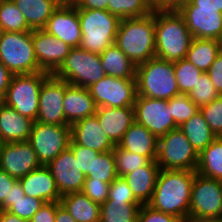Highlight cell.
<instances>
[{"label": "cell", "mask_w": 222, "mask_h": 222, "mask_svg": "<svg viewBox=\"0 0 222 222\" xmlns=\"http://www.w3.org/2000/svg\"><path fill=\"white\" fill-rule=\"evenodd\" d=\"M153 9H176L177 0H148Z\"/></svg>", "instance_id": "cell-55"}, {"label": "cell", "mask_w": 222, "mask_h": 222, "mask_svg": "<svg viewBox=\"0 0 222 222\" xmlns=\"http://www.w3.org/2000/svg\"><path fill=\"white\" fill-rule=\"evenodd\" d=\"M107 2H109L107 11L120 19L143 17L154 10L148 0H107Z\"/></svg>", "instance_id": "cell-35"}, {"label": "cell", "mask_w": 222, "mask_h": 222, "mask_svg": "<svg viewBox=\"0 0 222 222\" xmlns=\"http://www.w3.org/2000/svg\"><path fill=\"white\" fill-rule=\"evenodd\" d=\"M109 187L110 183L86 177L81 192L88 196L93 202L101 205L108 198Z\"/></svg>", "instance_id": "cell-43"}, {"label": "cell", "mask_w": 222, "mask_h": 222, "mask_svg": "<svg viewBox=\"0 0 222 222\" xmlns=\"http://www.w3.org/2000/svg\"><path fill=\"white\" fill-rule=\"evenodd\" d=\"M222 218V181L195 172L191 189L189 221Z\"/></svg>", "instance_id": "cell-10"}, {"label": "cell", "mask_w": 222, "mask_h": 222, "mask_svg": "<svg viewBox=\"0 0 222 222\" xmlns=\"http://www.w3.org/2000/svg\"><path fill=\"white\" fill-rule=\"evenodd\" d=\"M24 194L46 202H60L61 195L50 169L42 165L19 179Z\"/></svg>", "instance_id": "cell-23"}, {"label": "cell", "mask_w": 222, "mask_h": 222, "mask_svg": "<svg viewBox=\"0 0 222 222\" xmlns=\"http://www.w3.org/2000/svg\"><path fill=\"white\" fill-rule=\"evenodd\" d=\"M23 13L28 25L43 29L53 12L60 6L55 0H12Z\"/></svg>", "instance_id": "cell-28"}, {"label": "cell", "mask_w": 222, "mask_h": 222, "mask_svg": "<svg viewBox=\"0 0 222 222\" xmlns=\"http://www.w3.org/2000/svg\"><path fill=\"white\" fill-rule=\"evenodd\" d=\"M137 95L170 100L180 94L173 62L154 57L136 65Z\"/></svg>", "instance_id": "cell-4"}, {"label": "cell", "mask_w": 222, "mask_h": 222, "mask_svg": "<svg viewBox=\"0 0 222 222\" xmlns=\"http://www.w3.org/2000/svg\"><path fill=\"white\" fill-rule=\"evenodd\" d=\"M71 140L77 144L99 153L112 151L115 145L103 132L96 115L86 117L71 126Z\"/></svg>", "instance_id": "cell-20"}, {"label": "cell", "mask_w": 222, "mask_h": 222, "mask_svg": "<svg viewBox=\"0 0 222 222\" xmlns=\"http://www.w3.org/2000/svg\"><path fill=\"white\" fill-rule=\"evenodd\" d=\"M218 43H219V47H220V52H222V33H221L220 37L218 38Z\"/></svg>", "instance_id": "cell-59"}, {"label": "cell", "mask_w": 222, "mask_h": 222, "mask_svg": "<svg viewBox=\"0 0 222 222\" xmlns=\"http://www.w3.org/2000/svg\"><path fill=\"white\" fill-rule=\"evenodd\" d=\"M193 39L177 9H155V57L170 62L185 59Z\"/></svg>", "instance_id": "cell-2"}, {"label": "cell", "mask_w": 222, "mask_h": 222, "mask_svg": "<svg viewBox=\"0 0 222 222\" xmlns=\"http://www.w3.org/2000/svg\"><path fill=\"white\" fill-rule=\"evenodd\" d=\"M54 75L70 85L88 88L105 77L106 73L102 67L100 54L74 47Z\"/></svg>", "instance_id": "cell-8"}, {"label": "cell", "mask_w": 222, "mask_h": 222, "mask_svg": "<svg viewBox=\"0 0 222 222\" xmlns=\"http://www.w3.org/2000/svg\"><path fill=\"white\" fill-rule=\"evenodd\" d=\"M187 95L199 108L208 105L220 96L207 72H203L198 77L195 87Z\"/></svg>", "instance_id": "cell-40"}, {"label": "cell", "mask_w": 222, "mask_h": 222, "mask_svg": "<svg viewBox=\"0 0 222 222\" xmlns=\"http://www.w3.org/2000/svg\"><path fill=\"white\" fill-rule=\"evenodd\" d=\"M184 17L194 38L218 40L222 33V12L217 9L197 8L191 1L176 8Z\"/></svg>", "instance_id": "cell-15"}, {"label": "cell", "mask_w": 222, "mask_h": 222, "mask_svg": "<svg viewBox=\"0 0 222 222\" xmlns=\"http://www.w3.org/2000/svg\"><path fill=\"white\" fill-rule=\"evenodd\" d=\"M34 54L42 71L54 74L64 63L71 47L43 29L32 30Z\"/></svg>", "instance_id": "cell-17"}, {"label": "cell", "mask_w": 222, "mask_h": 222, "mask_svg": "<svg viewBox=\"0 0 222 222\" xmlns=\"http://www.w3.org/2000/svg\"><path fill=\"white\" fill-rule=\"evenodd\" d=\"M195 171L161 169L151 200V208L189 222L191 189Z\"/></svg>", "instance_id": "cell-1"}, {"label": "cell", "mask_w": 222, "mask_h": 222, "mask_svg": "<svg viewBox=\"0 0 222 222\" xmlns=\"http://www.w3.org/2000/svg\"><path fill=\"white\" fill-rule=\"evenodd\" d=\"M43 30L61 39L71 48L79 47L82 39V31L78 8L75 5H60L48 19Z\"/></svg>", "instance_id": "cell-19"}, {"label": "cell", "mask_w": 222, "mask_h": 222, "mask_svg": "<svg viewBox=\"0 0 222 222\" xmlns=\"http://www.w3.org/2000/svg\"><path fill=\"white\" fill-rule=\"evenodd\" d=\"M24 190L19 180H17L11 187L9 196H6L4 201H17L21 197H24Z\"/></svg>", "instance_id": "cell-54"}, {"label": "cell", "mask_w": 222, "mask_h": 222, "mask_svg": "<svg viewBox=\"0 0 222 222\" xmlns=\"http://www.w3.org/2000/svg\"><path fill=\"white\" fill-rule=\"evenodd\" d=\"M173 68L180 94H188L203 73L186 59L173 62Z\"/></svg>", "instance_id": "cell-36"}, {"label": "cell", "mask_w": 222, "mask_h": 222, "mask_svg": "<svg viewBox=\"0 0 222 222\" xmlns=\"http://www.w3.org/2000/svg\"><path fill=\"white\" fill-rule=\"evenodd\" d=\"M200 112L203 114L212 132L218 137L222 132V95L208 105L202 106Z\"/></svg>", "instance_id": "cell-42"}, {"label": "cell", "mask_w": 222, "mask_h": 222, "mask_svg": "<svg viewBox=\"0 0 222 222\" xmlns=\"http://www.w3.org/2000/svg\"><path fill=\"white\" fill-rule=\"evenodd\" d=\"M169 108H171V116L178 127L200 111V108L187 94H179L170 99Z\"/></svg>", "instance_id": "cell-41"}, {"label": "cell", "mask_w": 222, "mask_h": 222, "mask_svg": "<svg viewBox=\"0 0 222 222\" xmlns=\"http://www.w3.org/2000/svg\"><path fill=\"white\" fill-rule=\"evenodd\" d=\"M97 106L88 88L70 85L65 81L63 111L65 120L71 126L86 117L95 115Z\"/></svg>", "instance_id": "cell-22"}, {"label": "cell", "mask_w": 222, "mask_h": 222, "mask_svg": "<svg viewBox=\"0 0 222 222\" xmlns=\"http://www.w3.org/2000/svg\"><path fill=\"white\" fill-rule=\"evenodd\" d=\"M122 149L156 161L158 139L144 126L134 122L118 144Z\"/></svg>", "instance_id": "cell-26"}, {"label": "cell", "mask_w": 222, "mask_h": 222, "mask_svg": "<svg viewBox=\"0 0 222 222\" xmlns=\"http://www.w3.org/2000/svg\"><path fill=\"white\" fill-rule=\"evenodd\" d=\"M0 61L13 75L42 71L34 54L32 31L1 32Z\"/></svg>", "instance_id": "cell-6"}, {"label": "cell", "mask_w": 222, "mask_h": 222, "mask_svg": "<svg viewBox=\"0 0 222 222\" xmlns=\"http://www.w3.org/2000/svg\"><path fill=\"white\" fill-rule=\"evenodd\" d=\"M46 166L50 169L61 196L81 192L86 176L81 172L78 161L69 147Z\"/></svg>", "instance_id": "cell-18"}, {"label": "cell", "mask_w": 222, "mask_h": 222, "mask_svg": "<svg viewBox=\"0 0 222 222\" xmlns=\"http://www.w3.org/2000/svg\"><path fill=\"white\" fill-rule=\"evenodd\" d=\"M189 222H222V218L203 219V220H199V221H189Z\"/></svg>", "instance_id": "cell-58"}, {"label": "cell", "mask_w": 222, "mask_h": 222, "mask_svg": "<svg viewBox=\"0 0 222 222\" xmlns=\"http://www.w3.org/2000/svg\"><path fill=\"white\" fill-rule=\"evenodd\" d=\"M69 148L72 150L76 160L78 161L81 172L87 177L92 174L93 160L99 155L98 151L75 144L70 140Z\"/></svg>", "instance_id": "cell-44"}, {"label": "cell", "mask_w": 222, "mask_h": 222, "mask_svg": "<svg viewBox=\"0 0 222 222\" xmlns=\"http://www.w3.org/2000/svg\"><path fill=\"white\" fill-rule=\"evenodd\" d=\"M65 81L50 74L42 83L39 93V109L36 122L70 126L65 120L63 100Z\"/></svg>", "instance_id": "cell-14"}, {"label": "cell", "mask_w": 222, "mask_h": 222, "mask_svg": "<svg viewBox=\"0 0 222 222\" xmlns=\"http://www.w3.org/2000/svg\"><path fill=\"white\" fill-rule=\"evenodd\" d=\"M59 5H75L77 0H55Z\"/></svg>", "instance_id": "cell-57"}, {"label": "cell", "mask_w": 222, "mask_h": 222, "mask_svg": "<svg viewBox=\"0 0 222 222\" xmlns=\"http://www.w3.org/2000/svg\"><path fill=\"white\" fill-rule=\"evenodd\" d=\"M71 127L34 122L28 142L41 165H48L69 147Z\"/></svg>", "instance_id": "cell-11"}, {"label": "cell", "mask_w": 222, "mask_h": 222, "mask_svg": "<svg viewBox=\"0 0 222 222\" xmlns=\"http://www.w3.org/2000/svg\"><path fill=\"white\" fill-rule=\"evenodd\" d=\"M117 176L118 173L112 150L99 153V155L94 158L92 174H89L87 177L111 184Z\"/></svg>", "instance_id": "cell-37"}, {"label": "cell", "mask_w": 222, "mask_h": 222, "mask_svg": "<svg viewBox=\"0 0 222 222\" xmlns=\"http://www.w3.org/2000/svg\"><path fill=\"white\" fill-rule=\"evenodd\" d=\"M115 44L136 66L155 57V9L150 14L121 19Z\"/></svg>", "instance_id": "cell-3"}, {"label": "cell", "mask_w": 222, "mask_h": 222, "mask_svg": "<svg viewBox=\"0 0 222 222\" xmlns=\"http://www.w3.org/2000/svg\"><path fill=\"white\" fill-rule=\"evenodd\" d=\"M82 39L80 48L101 54L115 43L121 19L107 10L78 9Z\"/></svg>", "instance_id": "cell-5"}, {"label": "cell", "mask_w": 222, "mask_h": 222, "mask_svg": "<svg viewBox=\"0 0 222 222\" xmlns=\"http://www.w3.org/2000/svg\"><path fill=\"white\" fill-rule=\"evenodd\" d=\"M160 170L156 161H150L146 166L123 176L141 204H147L151 200Z\"/></svg>", "instance_id": "cell-25"}, {"label": "cell", "mask_w": 222, "mask_h": 222, "mask_svg": "<svg viewBox=\"0 0 222 222\" xmlns=\"http://www.w3.org/2000/svg\"><path fill=\"white\" fill-rule=\"evenodd\" d=\"M60 203L76 222H100V204L82 192H71L61 197Z\"/></svg>", "instance_id": "cell-27"}, {"label": "cell", "mask_w": 222, "mask_h": 222, "mask_svg": "<svg viewBox=\"0 0 222 222\" xmlns=\"http://www.w3.org/2000/svg\"><path fill=\"white\" fill-rule=\"evenodd\" d=\"M0 222H29V220L20 218L8 211H0Z\"/></svg>", "instance_id": "cell-56"}, {"label": "cell", "mask_w": 222, "mask_h": 222, "mask_svg": "<svg viewBox=\"0 0 222 222\" xmlns=\"http://www.w3.org/2000/svg\"><path fill=\"white\" fill-rule=\"evenodd\" d=\"M108 4L107 0H77L75 6L78 9L107 10Z\"/></svg>", "instance_id": "cell-51"}, {"label": "cell", "mask_w": 222, "mask_h": 222, "mask_svg": "<svg viewBox=\"0 0 222 222\" xmlns=\"http://www.w3.org/2000/svg\"><path fill=\"white\" fill-rule=\"evenodd\" d=\"M100 60L106 75L116 78H135L136 66L115 43L100 54Z\"/></svg>", "instance_id": "cell-30"}, {"label": "cell", "mask_w": 222, "mask_h": 222, "mask_svg": "<svg viewBox=\"0 0 222 222\" xmlns=\"http://www.w3.org/2000/svg\"><path fill=\"white\" fill-rule=\"evenodd\" d=\"M55 222H76L67 209L60 203L56 202Z\"/></svg>", "instance_id": "cell-53"}, {"label": "cell", "mask_w": 222, "mask_h": 222, "mask_svg": "<svg viewBox=\"0 0 222 222\" xmlns=\"http://www.w3.org/2000/svg\"><path fill=\"white\" fill-rule=\"evenodd\" d=\"M196 173L222 181V140L216 137L198 154Z\"/></svg>", "instance_id": "cell-31"}, {"label": "cell", "mask_w": 222, "mask_h": 222, "mask_svg": "<svg viewBox=\"0 0 222 222\" xmlns=\"http://www.w3.org/2000/svg\"><path fill=\"white\" fill-rule=\"evenodd\" d=\"M49 75L50 73L45 71L13 75L7 93L1 102L36 122L39 93L43 81Z\"/></svg>", "instance_id": "cell-7"}, {"label": "cell", "mask_w": 222, "mask_h": 222, "mask_svg": "<svg viewBox=\"0 0 222 222\" xmlns=\"http://www.w3.org/2000/svg\"><path fill=\"white\" fill-rule=\"evenodd\" d=\"M141 203L106 200L100 205V222H136Z\"/></svg>", "instance_id": "cell-33"}, {"label": "cell", "mask_w": 222, "mask_h": 222, "mask_svg": "<svg viewBox=\"0 0 222 222\" xmlns=\"http://www.w3.org/2000/svg\"><path fill=\"white\" fill-rule=\"evenodd\" d=\"M218 138L222 140V132L219 134Z\"/></svg>", "instance_id": "cell-61"}, {"label": "cell", "mask_w": 222, "mask_h": 222, "mask_svg": "<svg viewBox=\"0 0 222 222\" xmlns=\"http://www.w3.org/2000/svg\"><path fill=\"white\" fill-rule=\"evenodd\" d=\"M56 202H46L29 222H55Z\"/></svg>", "instance_id": "cell-48"}, {"label": "cell", "mask_w": 222, "mask_h": 222, "mask_svg": "<svg viewBox=\"0 0 222 222\" xmlns=\"http://www.w3.org/2000/svg\"><path fill=\"white\" fill-rule=\"evenodd\" d=\"M197 8L217 9L222 12V0H191Z\"/></svg>", "instance_id": "cell-52"}, {"label": "cell", "mask_w": 222, "mask_h": 222, "mask_svg": "<svg viewBox=\"0 0 222 222\" xmlns=\"http://www.w3.org/2000/svg\"><path fill=\"white\" fill-rule=\"evenodd\" d=\"M156 162L160 169L196 171L198 153L179 129L158 138Z\"/></svg>", "instance_id": "cell-9"}, {"label": "cell", "mask_w": 222, "mask_h": 222, "mask_svg": "<svg viewBox=\"0 0 222 222\" xmlns=\"http://www.w3.org/2000/svg\"><path fill=\"white\" fill-rule=\"evenodd\" d=\"M88 89L97 107H133L137 95L136 78L106 75Z\"/></svg>", "instance_id": "cell-12"}, {"label": "cell", "mask_w": 222, "mask_h": 222, "mask_svg": "<svg viewBox=\"0 0 222 222\" xmlns=\"http://www.w3.org/2000/svg\"><path fill=\"white\" fill-rule=\"evenodd\" d=\"M207 74L219 95H222V52L216 56Z\"/></svg>", "instance_id": "cell-47"}, {"label": "cell", "mask_w": 222, "mask_h": 222, "mask_svg": "<svg viewBox=\"0 0 222 222\" xmlns=\"http://www.w3.org/2000/svg\"><path fill=\"white\" fill-rule=\"evenodd\" d=\"M37 154L28 141L5 142L0 148V169L19 180L41 167Z\"/></svg>", "instance_id": "cell-16"}, {"label": "cell", "mask_w": 222, "mask_h": 222, "mask_svg": "<svg viewBox=\"0 0 222 222\" xmlns=\"http://www.w3.org/2000/svg\"><path fill=\"white\" fill-rule=\"evenodd\" d=\"M113 153L117 173L120 177H123L129 172H133L140 167L146 166L150 162L147 157L129 152L122 149L119 145H115Z\"/></svg>", "instance_id": "cell-38"}, {"label": "cell", "mask_w": 222, "mask_h": 222, "mask_svg": "<svg viewBox=\"0 0 222 222\" xmlns=\"http://www.w3.org/2000/svg\"><path fill=\"white\" fill-rule=\"evenodd\" d=\"M199 154L216 138L203 114L198 111L178 127Z\"/></svg>", "instance_id": "cell-29"}, {"label": "cell", "mask_w": 222, "mask_h": 222, "mask_svg": "<svg viewBox=\"0 0 222 222\" xmlns=\"http://www.w3.org/2000/svg\"><path fill=\"white\" fill-rule=\"evenodd\" d=\"M136 222H182L179 218L142 204Z\"/></svg>", "instance_id": "cell-46"}, {"label": "cell", "mask_w": 222, "mask_h": 222, "mask_svg": "<svg viewBox=\"0 0 222 222\" xmlns=\"http://www.w3.org/2000/svg\"><path fill=\"white\" fill-rule=\"evenodd\" d=\"M191 1V0H177V7L180 6L182 3Z\"/></svg>", "instance_id": "cell-60"}, {"label": "cell", "mask_w": 222, "mask_h": 222, "mask_svg": "<svg viewBox=\"0 0 222 222\" xmlns=\"http://www.w3.org/2000/svg\"><path fill=\"white\" fill-rule=\"evenodd\" d=\"M45 202L39 198L25 195L17 201H4L0 205L2 211H8L20 218L30 220Z\"/></svg>", "instance_id": "cell-39"}, {"label": "cell", "mask_w": 222, "mask_h": 222, "mask_svg": "<svg viewBox=\"0 0 222 222\" xmlns=\"http://www.w3.org/2000/svg\"><path fill=\"white\" fill-rule=\"evenodd\" d=\"M13 74L0 61V102L4 99Z\"/></svg>", "instance_id": "cell-50"}, {"label": "cell", "mask_w": 222, "mask_h": 222, "mask_svg": "<svg viewBox=\"0 0 222 222\" xmlns=\"http://www.w3.org/2000/svg\"><path fill=\"white\" fill-rule=\"evenodd\" d=\"M107 200L127 201L128 203H140L132 193L126 180L117 176L110 184Z\"/></svg>", "instance_id": "cell-45"}, {"label": "cell", "mask_w": 222, "mask_h": 222, "mask_svg": "<svg viewBox=\"0 0 222 222\" xmlns=\"http://www.w3.org/2000/svg\"><path fill=\"white\" fill-rule=\"evenodd\" d=\"M95 115L103 132L114 145L121 142L125 132L135 122L133 107H97Z\"/></svg>", "instance_id": "cell-21"}, {"label": "cell", "mask_w": 222, "mask_h": 222, "mask_svg": "<svg viewBox=\"0 0 222 222\" xmlns=\"http://www.w3.org/2000/svg\"><path fill=\"white\" fill-rule=\"evenodd\" d=\"M34 121L0 102V140L5 142L28 141Z\"/></svg>", "instance_id": "cell-24"}, {"label": "cell", "mask_w": 222, "mask_h": 222, "mask_svg": "<svg viewBox=\"0 0 222 222\" xmlns=\"http://www.w3.org/2000/svg\"><path fill=\"white\" fill-rule=\"evenodd\" d=\"M16 181L17 179L0 169V205L4 202L6 196H9L11 187Z\"/></svg>", "instance_id": "cell-49"}, {"label": "cell", "mask_w": 222, "mask_h": 222, "mask_svg": "<svg viewBox=\"0 0 222 222\" xmlns=\"http://www.w3.org/2000/svg\"><path fill=\"white\" fill-rule=\"evenodd\" d=\"M133 108L135 122L148 129L157 139L178 128L171 116L169 100L136 95Z\"/></svg>", "instance_id": "cell-13"}, {"label": "cell", "mask_w": 222, "mask_h": 222, "mask_svg": "<svg viewBox=\"0 0 222 222\" xmlns=\"http://www.w3.org/2000/svg\"><path fill=\"white\" fill-rule=\"evenodd\" d=\"M219 53L218 40L194 38L185 59L202 72H207Z\"/></svg>", "instance_id": "cell-32"}, {"label": "cell", "mask_w": 222, "mask_h": 222, "mask_svg": "<svg viewBox=\"0 0 222 222\" xmlns=\"http://www.w3.org/2000/svg\"><path fill=\"white\" fill-rule=\"evenodd\" d=\"M32 30L26 22L23 13L12 0H4L0 4L1 32H27Z\"/></svg>", "instance_id": "cell-34"}]
</instances>
